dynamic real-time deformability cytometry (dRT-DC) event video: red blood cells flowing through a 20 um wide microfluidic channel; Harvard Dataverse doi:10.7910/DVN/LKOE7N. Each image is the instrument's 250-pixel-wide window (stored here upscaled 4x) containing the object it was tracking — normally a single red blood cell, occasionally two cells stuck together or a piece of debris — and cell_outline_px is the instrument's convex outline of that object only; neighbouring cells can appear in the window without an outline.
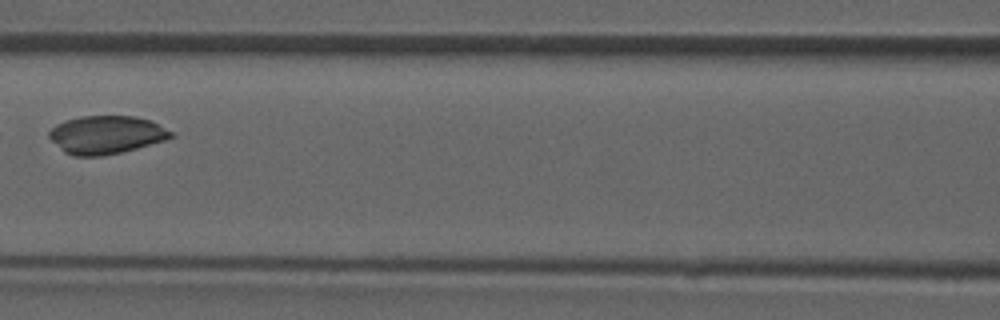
{"species": "common noctule bat (a hibernating species)", "species_latin": "Nyctalus noctula", "temperature_condition": "room temperature", "stored_images_in_passage": 4, "camera_frame_rate_fps": 3000, "um_per_image_px": 0.085, "animal": {"sex": "male", "forearm_length_mm": 52.5}, "frame": {"image": 1, "passage_image": 4, "time_ms": 3.333, "image_size_px": [1000, 320], "cell_outline_px": [[176, 136], [168, 140], [120, 152], [100, 156], [72, 156], [64, 152], [48, 136], [48, 132], [56, 124], [80, 116], [136, 116], [152, 120], [176, 132]], "centroid_in_image_um": [9.11, 11.45], "position_along_channel_um": 157.5, "area_um2": 27.34}}